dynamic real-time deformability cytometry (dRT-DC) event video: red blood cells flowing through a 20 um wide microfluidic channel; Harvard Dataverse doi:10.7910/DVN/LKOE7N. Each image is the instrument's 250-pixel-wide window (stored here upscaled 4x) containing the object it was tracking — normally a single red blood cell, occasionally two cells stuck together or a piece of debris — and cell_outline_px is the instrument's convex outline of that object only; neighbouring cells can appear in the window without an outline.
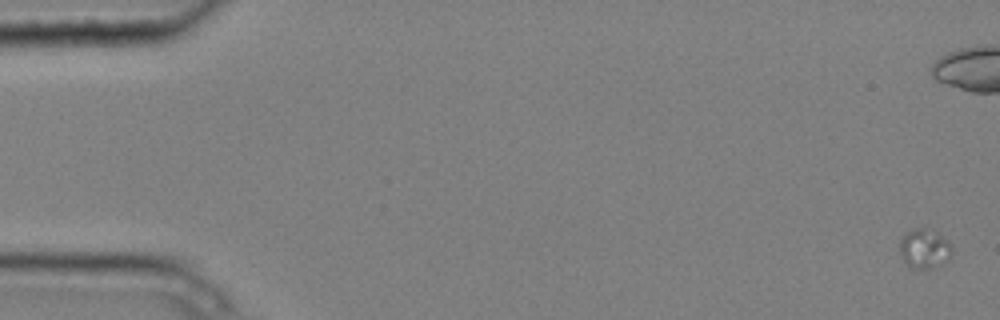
{"species": "common noctule bat (a hibernating species)", "species_latin": "Nyctalus noctula", "temperature_condition": "cold", "stored_images_in_passage": 7, "segment_of_instrument_passage": [1, 2], "camera_frame_rate_fps": 3000, "um_per_image_px": 0.085, "animal": {"sex": "male", "body_mass_g": 20.4}, "frame": {"image": 1, "passage_image": 1, "time_ms": 0.0, "image_size_px": [1000, 320], "cell_outline_px": [[952, 252], [948, 260], [940, 264], [928, 268], [908, 268], [900, 256], [900, 240], [908, 232], [916, 228], [920, 228], [936, 232], [948, 240], [952, 244]], "centroid_in_image_um": [78.58, 21.15], "position_along_channel_um": 6.4, "area_um2": 11.91}}